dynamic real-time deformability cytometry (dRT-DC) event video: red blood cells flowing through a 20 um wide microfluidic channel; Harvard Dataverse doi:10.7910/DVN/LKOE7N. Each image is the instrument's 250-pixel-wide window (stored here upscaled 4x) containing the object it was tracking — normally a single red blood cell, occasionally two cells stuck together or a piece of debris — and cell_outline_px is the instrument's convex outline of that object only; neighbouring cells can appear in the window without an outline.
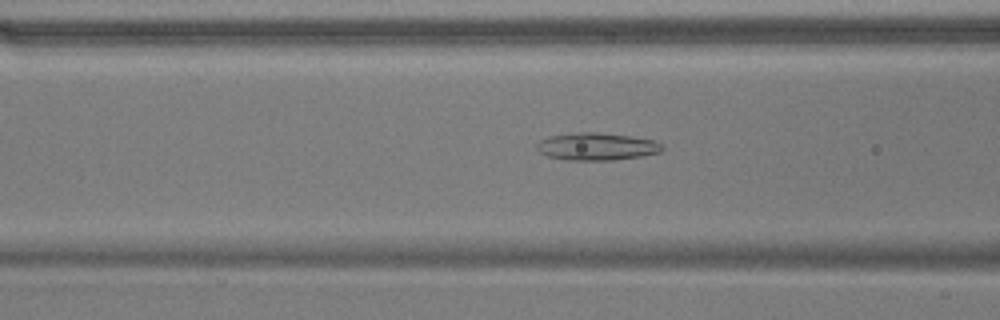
{"species": "common noctule bat (a hibernating species)", "species_latin": "Nyctalus noctula", "temperature_condition": "warm", "stored_images_in_passage": 48, "camera_frame_rate_fps": 3000, "um_per_image_px": 0.085, "animal": {"sex": "male", "body_mass_g": 17.9}, "frame": {"image": 1, "passage_image": 15, "time_ms": 4.667, "image_size_px": [1000, 320], "cell_outline_px": [[664, 148], [660, 152], [640, 156], [612, 160], [564, 160], [548, 156], [540, 152], [536, 148], [536, 144], [540, 140], [548, 136], [576, 132], [596, 132], [628, 136], [652, 140], [660, 144]], "centroid_in_image_um": [50.66, 12.45], "position_along_channel_um": 115.9, "area_um2": 19.94}}
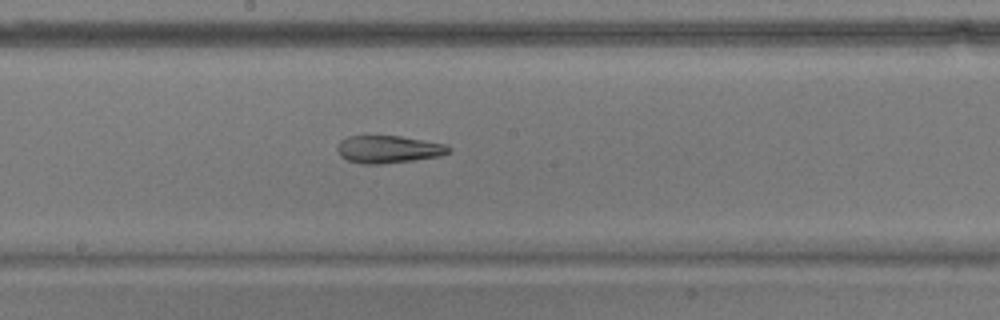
{"frame": {"image": 2, "passage_image": 23, "time_ms": 7.333, "image_size_px": [1000, 320], "cell_outline_px": [[452, 152], [440, 156], [412, 160], [380, 164], [360, 164], [348, 160], [340, 156], [336, 148], [340, 140], [348, 136], [400, 136], [448, 144], [452, 148]], "centroid_in_image_um": [33.04, 12.69], "position_along_channel_um": 215.2, "area_um2": 18.03}}
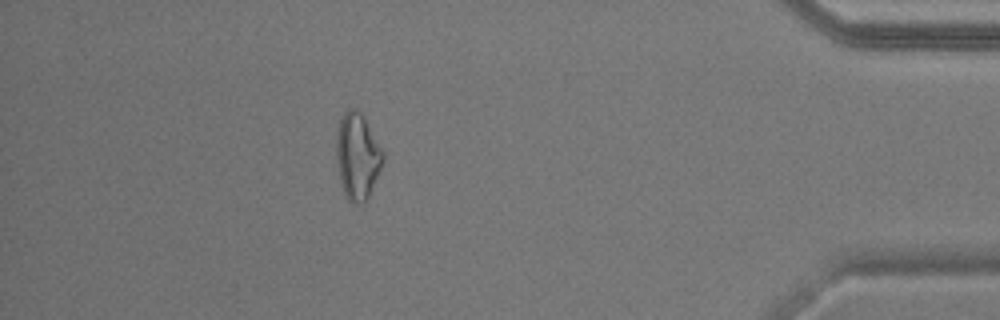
{"frame": {"image": 3, "passage_image": 42, "time_ms": 13.667, "image_size_px": [1000, 320], "cell_outline_px": [[384, 160], [368, 196], [364, 204], [356, 204], [348, 200], [344, 196], [340, 180], [336, 160], [336, 136], [340, 120], [344, 112], [348, 108], [356, 108], [364, 116], [384, 152]], "centroid_in_image_um": [30.37, 13.27], "position_along_channel_um": 404.8, "area_um2": 23.58}, "authors_computed_cell_mechanics": {"area_um2": 21.5594, "velocity_mm_per_s": 3.7201, "shape_relaxation_time_tau1_ms": null, "shape_relaxation_time_tau2_ms": 7.9216, "deformation_change_tau1": null, "deformation_change_tau2": 0.2157}}